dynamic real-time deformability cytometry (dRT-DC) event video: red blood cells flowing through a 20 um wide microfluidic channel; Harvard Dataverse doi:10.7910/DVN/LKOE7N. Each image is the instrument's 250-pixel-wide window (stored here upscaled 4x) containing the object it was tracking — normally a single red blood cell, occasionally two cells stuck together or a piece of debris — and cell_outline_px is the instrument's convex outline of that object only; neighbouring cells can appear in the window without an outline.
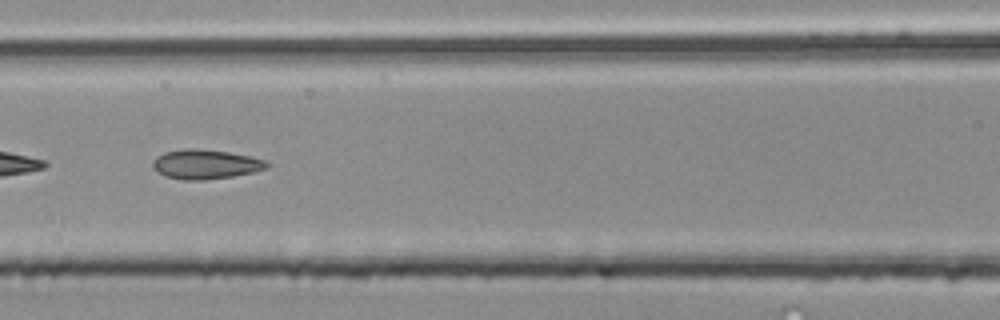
{"species": "common noctule bat (a hibernating species)", "species_latin": "Nyctalus noctula", "temperature_condition": "room temperature", "stored_images_in_passage": 51, "segment_of_instrument_passage": [2, 2], "camera_frame_rate_fps": 3000, "um_per_image_px": 0.085, "animal": {"sex": "male", "body_mass_g": 20.4}, "frame": {"image": 1, "passage_image": 23, "time_ms": 7.333, "image_size_px": [1000, 320], "cell_outline_px": [[272, 164], [268, 168], [252, 172], [232, 176], [204, 180], [184, 180], [164, 176], [156, 172], [152, 168], [152, 164], [156, 156], [164, 152], [184, 148], [196, 148], [228, 152], [268, 160]], "centroid_in_image_um": [17.46, 13.96], "position_along_channel_um": 149.1, "area_um2": 19.83}}
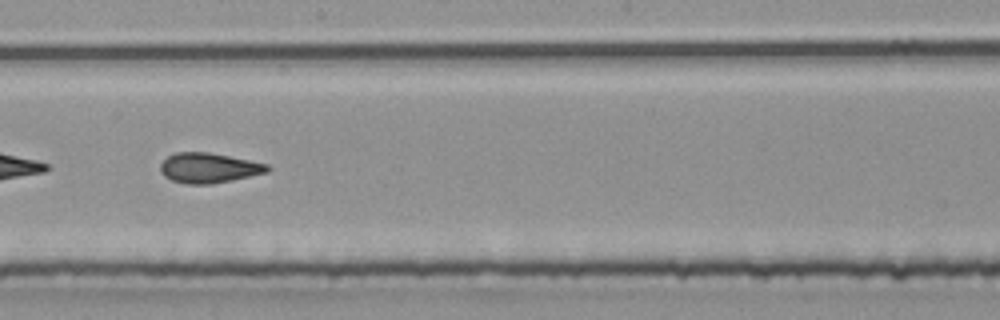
{"frame": {"image": 2, "passage_image": 29, "time_ms": 9.333, "image_size_px": [1000, 320], "cell_outline_px": [[272, 168], [268, 172], [232, 180], [212, 184], [188, 184], [172, 180], [164, 176], [160, 172], [160, 164], [168, 156], [176, 152], [208, 152], [268, 164]], "centroid_in_image_um": [17.74, 14.27], "position_along_channel_um": 230.5, "area_um2": 18.67}}
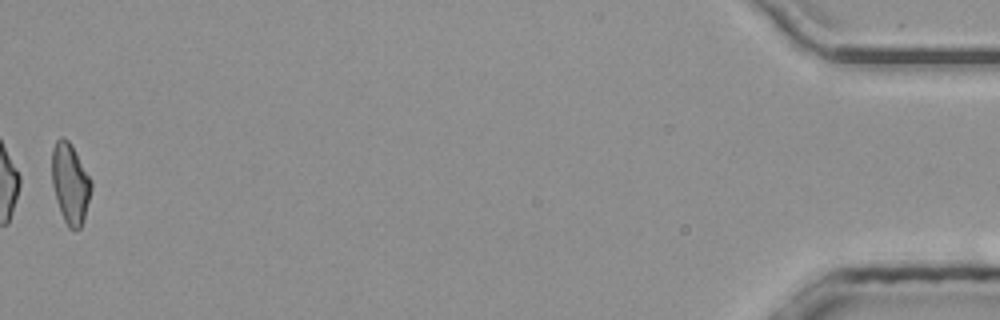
{"frame": {"image": 3, "passage_image": 51, "time_ms": 16.667, "image_size_px": [1000, 320], "cell_outline_px": [[92, 188], [84, 220], [80, 228], [68, 228], [60, 212], [56, 200], [52, 184], [52, 148], [56, 140], [60, 136], [64, 136], [68, 140], [92, 180]], "centroid_in_image_um": [5.96, 15.59], "position_along_channel_um": 429.2, "area_um2": 18.44}}